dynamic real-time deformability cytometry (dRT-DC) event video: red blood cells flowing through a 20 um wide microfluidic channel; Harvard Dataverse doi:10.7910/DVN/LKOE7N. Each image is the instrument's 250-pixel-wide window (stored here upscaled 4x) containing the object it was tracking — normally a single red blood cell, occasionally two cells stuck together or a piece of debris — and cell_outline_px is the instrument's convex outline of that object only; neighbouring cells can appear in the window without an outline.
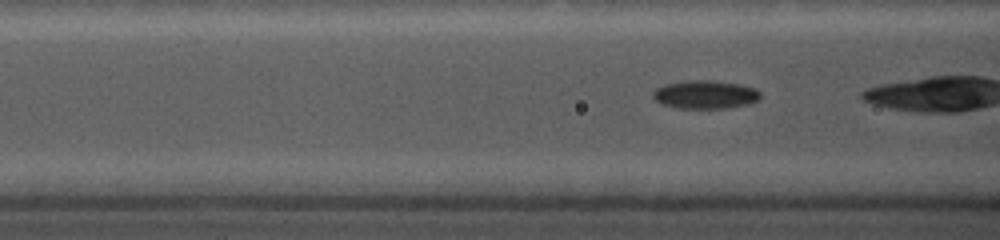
{"species": "common noctule bat (a hibernating species)", "species_latin": "Nyctalus noctula", "temperature_condition": "cold", "stored_images_in_passage": 8, "camera_frame_rate_fps": 5000, "um_per_image_px": 0.085, "animal": {"sex": "female", "body_mass_g": 19.0, "forearm_length_mm": 56.7}, "frame": {"image": 1, "passage_image": 4, "time_ms": 0.8, "image_size_px": [1000, 240], "cell_outline_px": [[760, 100], [748, 104], [724, 108], [676, 108], [660, 104], [652, 96], [652, 92], [656, 88], [664, 84], [688, 80], [712, 80], [740, 84], [756, 88], [760, 92]], "centroid_in_image_um": [59.93, 8.03], "position_along_channel_um": 106.7, "area_um2": 17.92}}